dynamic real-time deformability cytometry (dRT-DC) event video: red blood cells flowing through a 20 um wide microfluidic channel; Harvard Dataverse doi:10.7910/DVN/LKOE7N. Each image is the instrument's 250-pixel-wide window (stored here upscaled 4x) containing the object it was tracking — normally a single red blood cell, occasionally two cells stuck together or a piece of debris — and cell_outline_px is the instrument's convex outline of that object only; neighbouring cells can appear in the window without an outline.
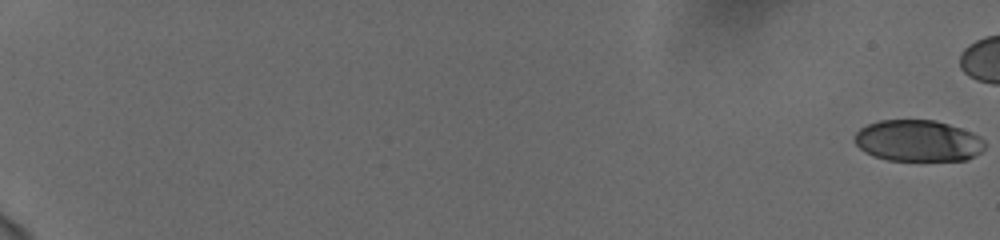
{"species": "human", "species_latin": "Homo sapiens", "temperature_condition": "cold", "stored_images_in_passage": 13, "camera_frame_rate_fps": 3000, "um_per_image_px": 0.085, "donor": {"sex": "female"}, "frame": {"image": 1, "passage_image": 1, "time_ms": 0.0, "image_size_px": [1000, 240], "cell_outline_px": [[984, 148], [980, 152], [968, 160], [888, 160], [864, 152], [856, 144], [856, 132], [860, 128], [868, 124], [880, 120], [936, 120], [972, 132], [980, 136], [984, 140]], "centroid_in_image_um": [78.05, 11.96], "position_along_channel_um": 7.0, "area_um2": 31.27}}